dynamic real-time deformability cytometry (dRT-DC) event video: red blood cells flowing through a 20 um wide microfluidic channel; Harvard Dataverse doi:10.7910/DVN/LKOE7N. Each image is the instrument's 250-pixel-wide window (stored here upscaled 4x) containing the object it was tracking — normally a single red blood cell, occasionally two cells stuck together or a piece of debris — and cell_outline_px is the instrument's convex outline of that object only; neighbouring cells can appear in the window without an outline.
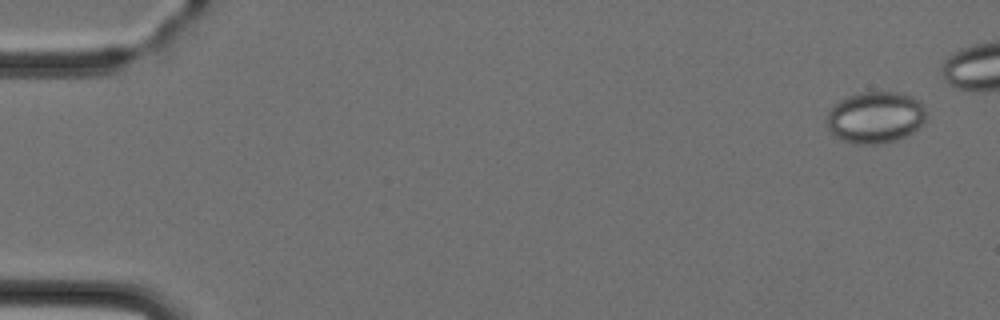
{"species": "Egyptian fruit bat (a non-hibernating species)", "species_latin": "Rousettus aegyptiacus", "temperature_condition": "cold", "stored_images_in_passage": 4, "camera_frame_rate_fps": 3000, "um_per_image_px": 0.085, "animal": {"sex": "female"}, "frame": {"image": 1, "passage_image": 1, "time_ms": 0.0, "image_size_px": [1000, 320], "cell_outline_px": [[924, 120], [912, 132], [896, 140], [884, 144], [852, 144], [840, 140], [828, 128], [828, 112], [832, 104], [848, 96], [860, 92], [904, 92], [920, 100], [924, 108]], "centroid_in_image_um": [74.38, 9.97], "position_along_channel_um": 10.6, "area_um2": 30.0}}